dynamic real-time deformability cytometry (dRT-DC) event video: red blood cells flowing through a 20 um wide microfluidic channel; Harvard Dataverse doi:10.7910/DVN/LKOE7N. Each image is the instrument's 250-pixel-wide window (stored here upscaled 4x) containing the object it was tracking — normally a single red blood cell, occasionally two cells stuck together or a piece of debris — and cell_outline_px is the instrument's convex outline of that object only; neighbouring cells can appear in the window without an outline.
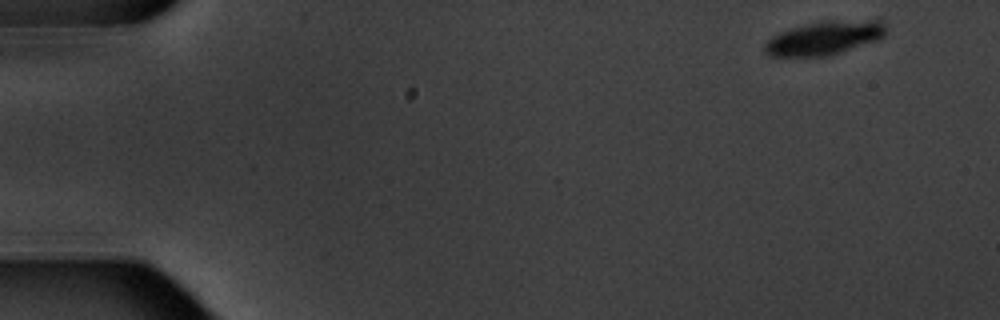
{"species": "common noctule bat (a hibernating species)", "species_latin": "Nyctalus noctula", "temperature_condition": "warm", "stored_images_in_passage": 6, "segment_of_instrument_passage": [1, 2], "camera_frame_rate_fps": 3000, "um_per_image_px": 0.085, "animal": {"sex": "male", "body_mass_g": 20.1, "forearm_length_mm": 53.5}, "frame": {"image": 1, "passage_image": 1, "time_ms": 0.0, "image_size_px": [1000, 320], "cell_outline_px": [[884, 36], [876, 40], [828, 56], [772, 56], [764, 52], [764, 44], [772, 36], [780, 32], [792, 28], [824, 20], [880, 20], [884, 24]], "centroid_in_image_um": [70.05, 3.22], "position_along_channel_um": 15.0, "area_um2": 23.47}}